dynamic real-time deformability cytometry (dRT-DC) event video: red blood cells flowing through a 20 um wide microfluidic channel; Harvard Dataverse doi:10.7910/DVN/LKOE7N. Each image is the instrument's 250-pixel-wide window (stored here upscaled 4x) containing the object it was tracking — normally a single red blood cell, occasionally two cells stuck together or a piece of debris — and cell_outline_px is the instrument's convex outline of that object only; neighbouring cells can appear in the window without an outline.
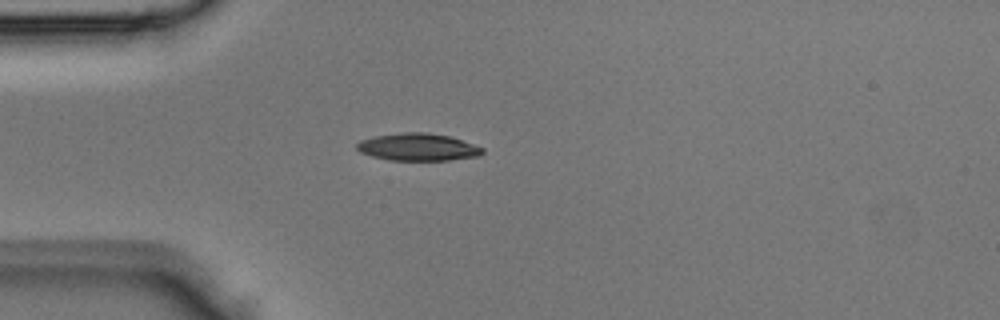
{"species": "Egyptian fruit bat (a non-hibernating species)", "species_latin": "Rousettus aegyptiacus", "temperature_condition": "room temperature", "stored_images_in_passage": 1, "camera_frame_rate_fps": 3000, "um_per_image_px": 0.085, "animal": {"sex": "male"}, "frame": {"image": 1, "passage_image": 1, "time_ms": 0.0, "image_size_px": [1000, 320], "cell_outline_px": [[484, 152], [480, 156], [448, 160], [388, 160], [372, 156], [360, 152], [356, 148], [356, 144], [360, 140], [376, 136], [404, 132], [428, 132], [452, 136], [484, 148]], "centroid_in_image_um": [35.55, 12.49], "position_along_channel_um": 49.4, "area_um2": 20.17}}